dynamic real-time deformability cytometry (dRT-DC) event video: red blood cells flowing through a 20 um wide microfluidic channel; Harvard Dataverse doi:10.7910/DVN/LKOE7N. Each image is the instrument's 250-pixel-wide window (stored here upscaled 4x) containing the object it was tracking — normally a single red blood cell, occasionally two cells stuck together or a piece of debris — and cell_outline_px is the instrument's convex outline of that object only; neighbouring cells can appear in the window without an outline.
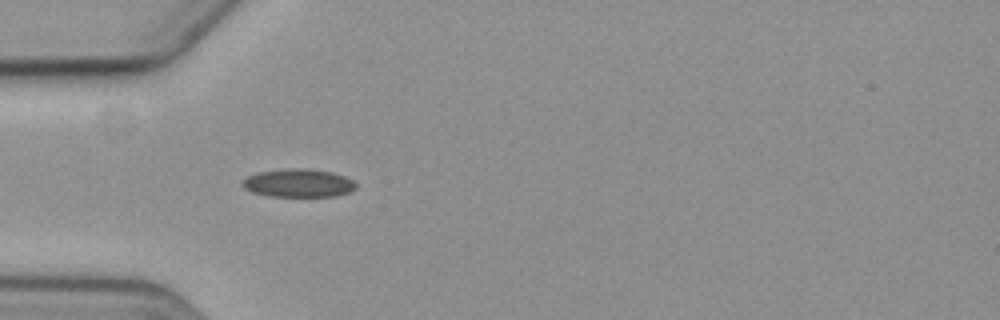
{"species": "common noctule bat (a hibernating species)", "species_latin": "Nyctalus noctula", "temperature_condition": "cold", "stored_images_in_passage": 1, "camera_frame_rate_fps": 3000, "um_per_image_px": 0.085, "animal": {"sex": "female", "body_mass_g": 19.3, "forearm_length_mm": 54.1}, "frame": {"image": 1, "passage_image": 1, "time_ms": 0.0, "image_size_px": [1000, 320], "cell_outline_px": [[356, 188], [348, 192], [336, 196], [268, 196], [252, 192], [244, 188], [240, 184], [248, 176], [260, 172], [284, 168], [304, 168], [332, 172], [344, 176], [352, 180], [356, 184]], "centroid_in_image_um": [25.35, 15.56], "position_along_channel_um": 59.6, "area_um2": 18.61}}